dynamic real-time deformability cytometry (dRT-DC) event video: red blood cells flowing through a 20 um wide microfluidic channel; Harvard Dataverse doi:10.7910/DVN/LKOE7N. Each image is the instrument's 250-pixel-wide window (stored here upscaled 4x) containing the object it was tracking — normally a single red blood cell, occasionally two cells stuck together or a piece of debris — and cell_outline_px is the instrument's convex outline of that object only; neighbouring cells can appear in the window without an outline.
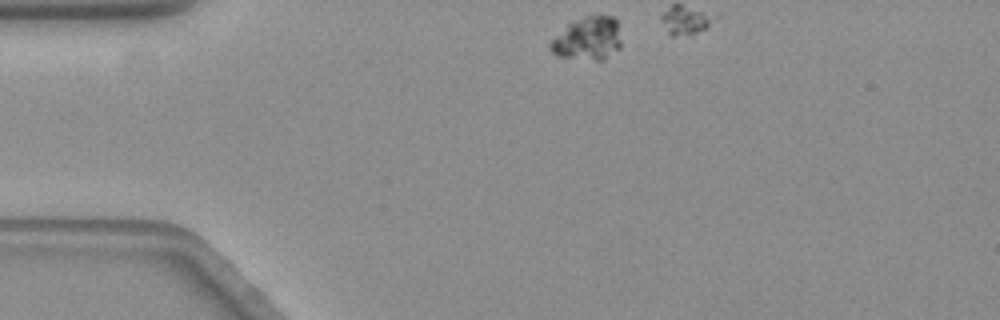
{"species": "common noctule bat (a hibernating species)", "species_latin": "Nyctalus noctula", "temperature_condition": "warm", "stored_images_in_passage": 11, "camera_frame_rate_fps": 3000, "um_per_image_px": 0.085, "animal": {"sex": "female", "body_mass_g": 19.3, "forearm_length_mm": 54.1}, "frame": {"image": 1, "passage_image": 1, "time_ms": 0.0, "image_size_px": [1000, 320], "cell_outline_px": [[620, 48], [604, 60], [596, 60], [556, 56], [548, 48], [548, 44], [568, 24], [584, 16], [616, 16], [620, 40]], "centroid_in_image_um": [49.96, 3.29], "position_along_channel_um": 35.0, "area_um2": 17.74}}